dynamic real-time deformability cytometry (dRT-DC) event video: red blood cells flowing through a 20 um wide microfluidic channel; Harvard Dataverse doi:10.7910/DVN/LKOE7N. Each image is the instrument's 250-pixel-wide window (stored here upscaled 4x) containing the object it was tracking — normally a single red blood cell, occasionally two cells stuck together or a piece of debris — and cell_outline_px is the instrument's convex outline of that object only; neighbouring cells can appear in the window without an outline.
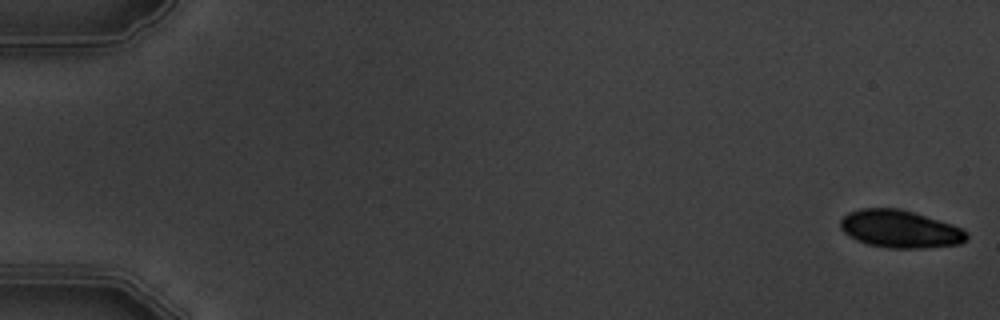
{"species": "common noctule bat (a hibernating species)", "species_latin": "Nyctalus noctula", "temperature_condition": "warm", "stored_images_in_passage": 5, "camera_frame_rate_fps": 3000, "um_per_image_px": 0.085, "animal": {"sex": "male", "body_mass_g": 19.5, "forearm_length_mm": 54.6}, "frame": {"image": 1, "passage_image": 1, "time_ms": 0.0, "image_size_px": [1000, 320], "cell_outline_px": [[968, 236], [960, 244], [924, 248], [888, 248], [868, 244], [856, 240], [848, 236], [840, 228], [840, 220], [848, 212], [860, 208], [900, 208], [952, 224], [968, 232]], "centroid_in_image_um": [76.47, 19.46], "position_along_channel_um": 8.5, "area_um2": 27.74}}